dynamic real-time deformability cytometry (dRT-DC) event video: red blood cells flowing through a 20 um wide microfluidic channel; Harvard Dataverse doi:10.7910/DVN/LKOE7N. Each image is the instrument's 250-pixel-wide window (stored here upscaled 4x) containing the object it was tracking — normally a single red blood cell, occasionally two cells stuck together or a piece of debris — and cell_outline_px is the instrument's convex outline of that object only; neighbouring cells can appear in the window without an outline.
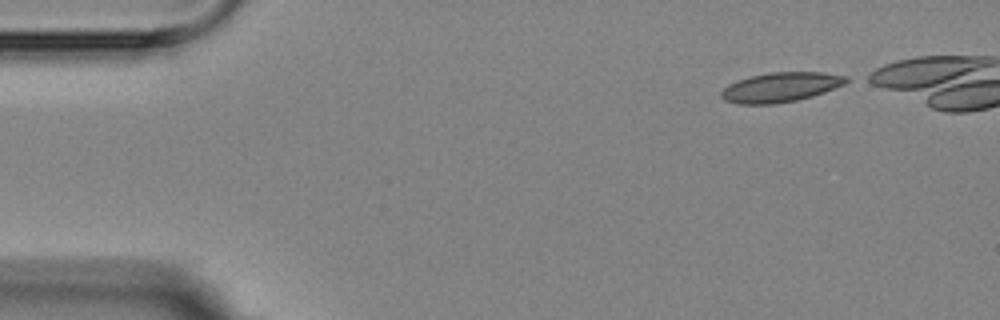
{"species": "Egyptian fruit bat (a non-hibernating species)", "species_latin": "Rousettus aegyptiacus", "temperature_condition": "room temperature", "stored_images_in_passage": 8, "camera_frame_rate_fps": 3000, "um_per_image_px": 0.085, "animal": {"sex": "female"}, "frame": {"image": 1, "passage_image": 1, "time_ms": 0.0, "image_size_px": [1000, 320], "cell_outline_px": [[852, 80], [844, 84], [824, 92], [812, 96], [796, 100], [776, 104], [736, 104], [724, 100], [720, 96], [720, 92], [728, 84], [736, 80], [768, 72], [824, 72], [848, 76]], "centroid_in_image_um": [66.35, 7.41], "position_along_channel_um": 18.6, "area_um2": 21.79}}
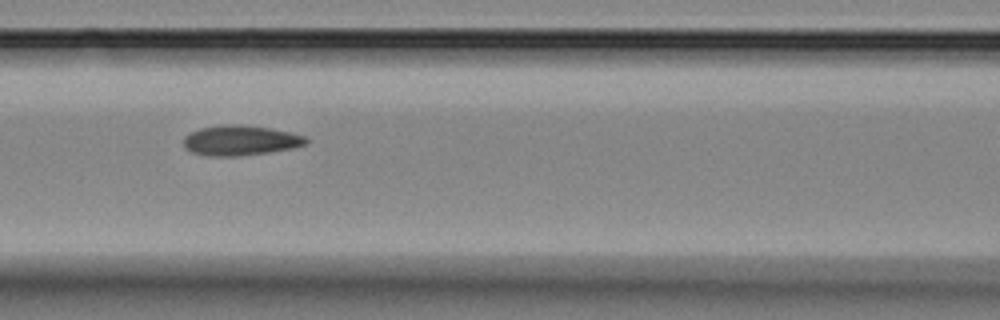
{"frame": {"image": 2, "passage_image": 6, "time_ms": 6.0, "image_size_px": [1000, 320], "cell_outline_px": [[308, 144], [292, 148], [268, 152], [240, 156], [208, 156], [192, 152], [184, 148], [184, 136], [200, 128], [224, 124], [244, 124], [268, 128], [288, 132], [304, 136], [308, 140]], "centroid_in_image_um": [20.41, 11.93], "position_along_channel_um": 146.2, "area_um2": 21.44}}
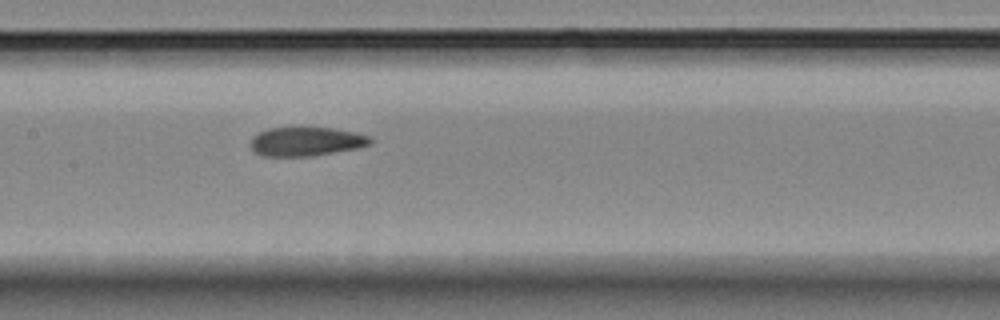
{"frame": {"image": 3, "passage_image": 7, "time_ms": 7.0, "image_size_px": [1000, 320], "cell_outline_px": [[372, 144], [356, 148], [312, 156], [264, 156], [252, 152], [248, 144], [252, 136], [268, 128], [332, 128], [356, 132], [372, 136]], "centroid_in_image_um": [25.99, 12.03], "position_along_channel_um": 181.4, "area_um2": 20.4}}